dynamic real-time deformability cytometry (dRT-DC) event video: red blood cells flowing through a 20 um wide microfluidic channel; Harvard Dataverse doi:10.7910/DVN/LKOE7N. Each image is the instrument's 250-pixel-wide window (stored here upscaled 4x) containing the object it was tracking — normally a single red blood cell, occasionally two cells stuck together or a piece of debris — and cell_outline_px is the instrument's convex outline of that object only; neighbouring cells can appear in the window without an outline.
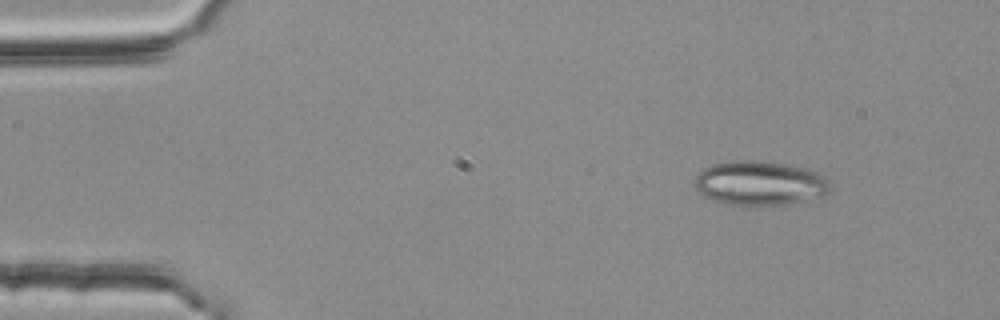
{"species": "common noctule bat (a hibernating species)", "species_latin": "Nyctalus noctula", "temperature_condition": "room temperature", "stored_images_in_passage": 3, "camera_frame_rate_fps": 3000, "um_per_image_px": 0.085, "animal": {"sex": "female", "body_mass_g": 25.1}, "frame": {"image": 1, "passage_image": 1, "time_ms": 0.0, "image_size_px": [1000, 320], "cell_outline_px": [[832, 188], [828, 192], [820, 196], [784, 204], [724, 204], [712, 200], [704, 196], [696, 188], [696, 176], [704, 168], [712, 164], [732, 160], [756, 160], [788, 164], [820, 172], [828, 176]], "centroid_in_image_um": [64.62, 15.54], "position_along_channel_um": 20.4, "area_um2": 34.91}}